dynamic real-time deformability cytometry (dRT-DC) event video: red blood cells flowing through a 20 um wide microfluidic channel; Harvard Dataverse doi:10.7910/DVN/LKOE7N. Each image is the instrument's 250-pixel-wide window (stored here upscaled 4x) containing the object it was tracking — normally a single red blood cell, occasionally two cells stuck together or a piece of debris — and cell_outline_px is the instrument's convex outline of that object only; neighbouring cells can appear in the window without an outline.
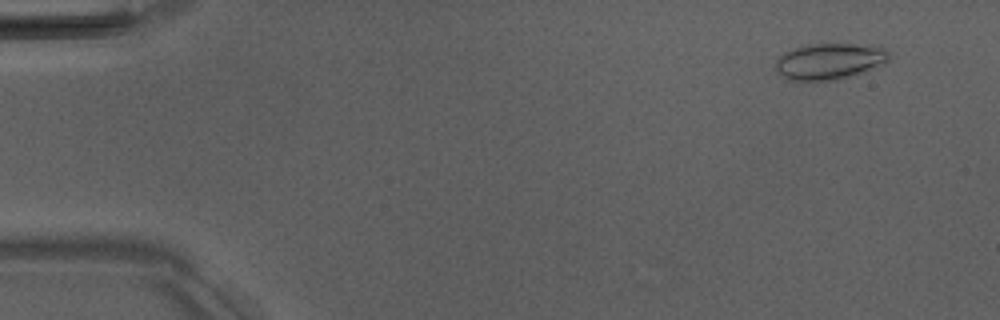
{"species": "Egyptian fruit bat (a non-hibernating species)", "species_latin": "Rousettus aegyptiacus", "temperature_condition": "room temperature", "stored_images_in_passage": 13, "camera_frame_rate_fps": 3000, "um_per_image_px": 0.085, "animal": {"sex": "male"}, "frame": {"image": 1, "passage_image": 4, "time_ms": 1.0, "image_size_px": [1000, 320], "cell_outline_px": [[888, 60], [856, 76], [836, 80], [784, 80], [776, 72], [776, 60], [780, 56], [796, 48], [812, 44], [880, 44], [888, 52]], "centroid_in_image_um": [70.53, 5.22], "position_along_channel_um": 14.5, "area_um2": 24.04}}